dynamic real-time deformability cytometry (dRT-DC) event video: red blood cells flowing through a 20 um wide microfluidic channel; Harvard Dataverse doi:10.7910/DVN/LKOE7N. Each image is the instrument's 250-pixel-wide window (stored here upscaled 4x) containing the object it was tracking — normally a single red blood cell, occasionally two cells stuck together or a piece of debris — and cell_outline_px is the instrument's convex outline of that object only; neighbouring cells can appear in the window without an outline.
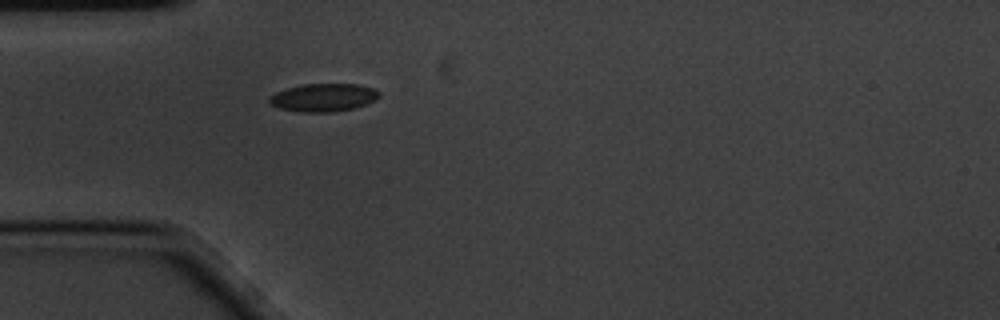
{"species": "common noctule bat (a hibernating species)", "species_latin": "Nyctalus noctula", "temperature_condition": "cold", "stored_images_in_passage": 6, "camera_frame_rate_fps": 3000, "um_per_image_px": 0.085, "animal": {"sex": "male", "body_mass_g": 20.1, "forearm_length_mm": 53.5}, "frame": {"image": 1, "passage_image": 6, "time_ms": 1.667, "image_size_px": [1000, 320], "cell_outline_px": [[380, 96], [356, 108], [332, 112], [300, 112], [280, 108], [272, 104], [268, 100], [268, 96], [276, 92], [288, 88], [304, 84], [356, 84], [372, 88], [380, 92]], "centroid_in_image_um": [27.47, 8.29], "position_along_channel_um": 57.5, "area_um2": 17.74}}